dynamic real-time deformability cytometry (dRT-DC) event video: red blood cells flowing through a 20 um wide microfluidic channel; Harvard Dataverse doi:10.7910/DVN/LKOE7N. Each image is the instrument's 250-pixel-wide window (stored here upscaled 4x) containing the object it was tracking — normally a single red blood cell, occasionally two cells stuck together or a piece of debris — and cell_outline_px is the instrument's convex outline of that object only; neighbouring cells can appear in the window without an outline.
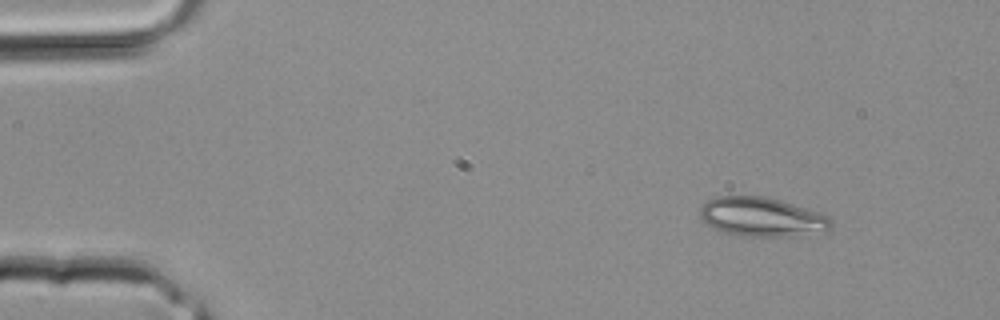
{"species": "common noctule bat (a hibernating species)", "species_latin": "Nyctalus noctula", "temperature_condition": "room temperature", "stored_images_in_passage": 3, "camera_frame_rate_fps": 3000, "um_per_image_px": 0.085, "animal": {"sex": "male", "body_mass_g": 20.4}, "frame": {"image": 1, "passage_image": 2, "time_ms": 0.333, "image_size_px": [1000, 320], "cell_outline_px": [[832, 228], [824, 232], [800, 236], [740, 236], [724, 232], [708, 224], [700, 216], [700, 208], [708, 200], [716, 196], [764, 196], [780, 200], [820, 212], [828, 216], [832, 220]], "centroid_in_image_um": [64.82, 18.45], "position_along_channel_um": 20.2, "area_um2": 30.0}}